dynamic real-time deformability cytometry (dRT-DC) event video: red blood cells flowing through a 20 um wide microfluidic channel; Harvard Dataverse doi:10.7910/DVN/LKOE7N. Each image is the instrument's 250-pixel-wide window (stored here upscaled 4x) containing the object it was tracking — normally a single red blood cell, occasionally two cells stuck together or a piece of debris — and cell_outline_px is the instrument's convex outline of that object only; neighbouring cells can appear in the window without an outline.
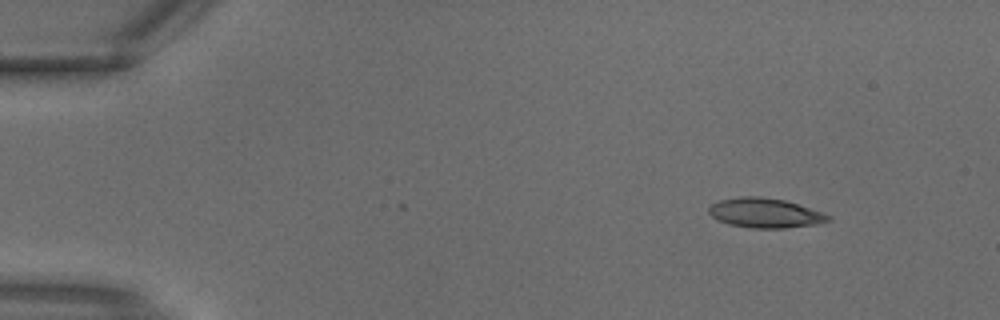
{"species": "common noctule bat (a hibernating species)", "species_latin": "Nyctalus noctula", "temperature_condition": "warm", "stored_images_in_passage": 2, "camera_frame_rate_fps": 3000, "um_per_image_px": 0.085, "animal": {"sex": "male", "body_mass_g": 18.8}, "frame": {"image": 1, "passage_image": 1, "time_ms": 0.0, "image_size_px": [1000, 320], "cell_outline_px": [[832, 220], [816, 224], [784, 228], [748, 228], [728, 224], [712, 216], [708, 212], [708, 208], [712, 204], [720, 200], [740, 196], [756, 196], [784, 200], [832, 216]], "centroid_in_image_um": [65.01, 18.11], "position_along_channel_um": 20.0, "area_um2": 20.4}}